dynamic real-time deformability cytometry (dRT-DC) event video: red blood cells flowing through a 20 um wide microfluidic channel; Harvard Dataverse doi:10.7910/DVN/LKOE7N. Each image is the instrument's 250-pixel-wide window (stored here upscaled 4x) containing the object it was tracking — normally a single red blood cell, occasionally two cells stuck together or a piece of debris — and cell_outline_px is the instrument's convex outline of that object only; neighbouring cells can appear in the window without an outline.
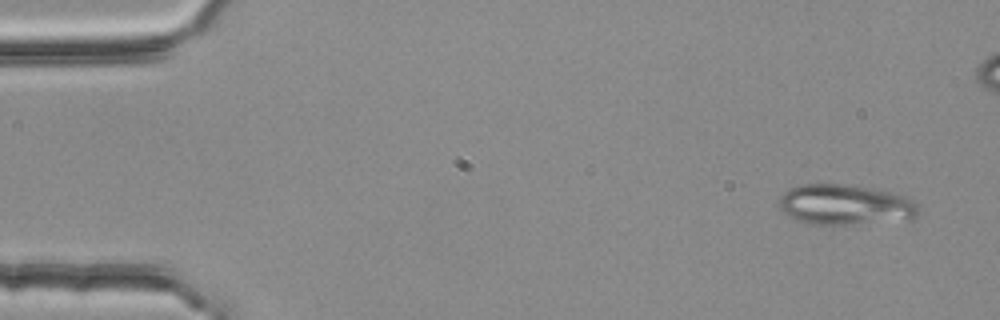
{"species": "common noctule bat (a hibernating species)", "species_latin": "Nyctalus noctula", "temperature_condition": "room temperature", "stored_images_in_passage": 4, "camera_frame_rate_fps": 3000, "um_per_image_px": 0.085, "animal": {"sex": "female", "body_mass_g": 25.1}, "frame": {"image": 1, "passage_image": 1, "time_ms": 0.0, "image_size_px": [1000, 320], "cell_outline_px": [[920, 212], [912, 220], [856, 224], [808, 224], [788, 216], [780, 208], [780, 196], [788, 188], [800, 184], [840, 184], [876, 188], [908, 196], [916, 204]], "centroid_in_image_um": [71.89, 17.4], "position_along_channel_um": 13.1, "area_um2": 33.29}}